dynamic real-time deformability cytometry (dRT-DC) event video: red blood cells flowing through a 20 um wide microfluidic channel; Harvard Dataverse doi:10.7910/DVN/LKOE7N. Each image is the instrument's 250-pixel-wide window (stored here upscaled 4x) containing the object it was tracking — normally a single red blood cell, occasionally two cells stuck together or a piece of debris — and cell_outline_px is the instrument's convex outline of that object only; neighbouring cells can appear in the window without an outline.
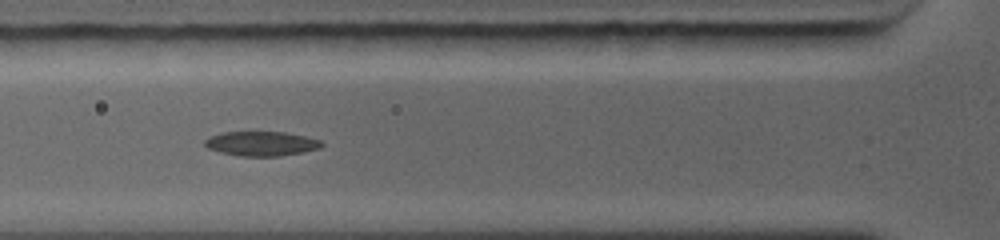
{"species": "common noctule bat (a hibernating species)", "species_latin": "Nyctalus noctula", "temperature_condition": "warm", "stored_images_in_passage": 6, "camera_frame_rate_fps": 5000, "um_per_image_px": 0.085, "animal": {"sex": "female", "body_mass_g": 19.0, "forearm_length_mm": 56.7}, "frame": {"image": 1, "passage_image": 5, "time_ms": 3.2, "image_size_px": [1000, 240], "cell_outline_px": [[324, 144], [320, 148], [304, 152], [280, 156], [240, 156], [220, 152], [208, 148], [204, 144], [204, 140], [208, 136], [220, 132], [284, 132], [304, 136], [320, 140]], "centroid_in_image_um": [22.19, 12.2], "position_along_channel_um": 103.6, "area_um2": 16.76}}